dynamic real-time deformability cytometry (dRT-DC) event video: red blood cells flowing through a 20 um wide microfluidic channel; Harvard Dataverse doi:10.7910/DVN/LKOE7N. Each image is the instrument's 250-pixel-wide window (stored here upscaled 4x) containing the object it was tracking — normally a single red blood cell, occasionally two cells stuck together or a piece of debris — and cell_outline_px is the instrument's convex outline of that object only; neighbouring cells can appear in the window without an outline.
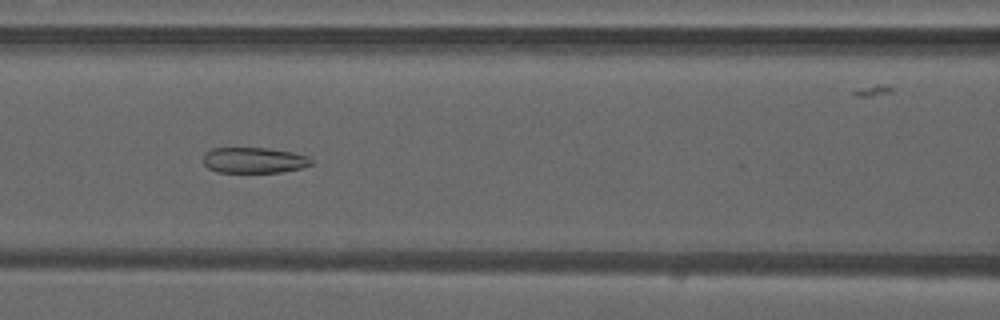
{"species": "common noctule bat (a hibernating species)", "species_latin": "Nyctalus noctula", "temperature_condition": "warm", "stored_images_in_passage": 34, "camera_frame_rate_fps": 3000, "um_per_image_px": 0.085, "animal": {"sex": "male", "forearm_length_mm": 52.5}, "frame": {"image": 1, "passage_image": 6, "time_ms": 1.667, "image_size_px": [1000, 320], "cell_outline_px": [[316, 160], [312, 164], [300, 168], [280, 172], [216, 172], [208, 168], [204, 164], [204, 152], [212, 148], [268, 148], [292, 152], [308, 156]], "centroid_in_image_um": [21.6, 13.61], "position_along_channel_um": 145.0, "area_um2": 16.3}}
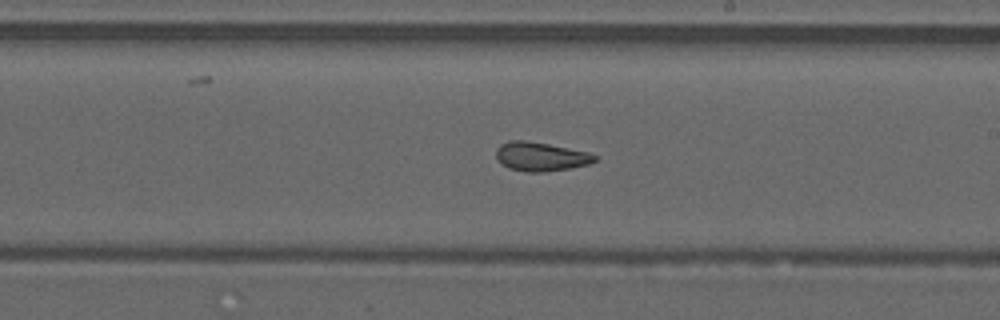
{"frame": {"image": 2, "passage_image": 13, "time_ms": 4.0, "image_size_px": [1000, 320], "cell_outline_px": [[596, 160], [588, 164], [572, 168], [544, 172], [524, 172], [508, 168], [500, 164], [496, 156], [496, 148], [500, 144], [508, 140], [524, 140], [548, 144], [588, 152], [596, 156]], "centroid_in_image_um": [45.91, 13.31], "position_along_channel_um": 243.1, "area_um2": 16.76}}
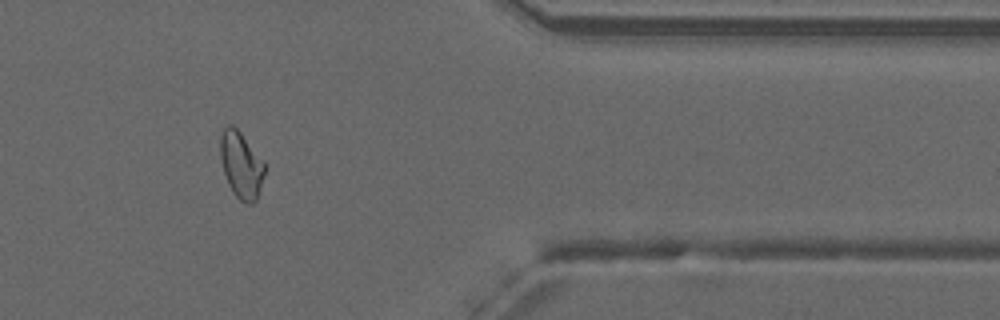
{"frame": {"image": 3, "passage_image": 25, "time_ms": 8.0, "image_size_px": [1000, 320], "cell_outline_px": [[264, 172], [256, 200], [252, 204], [244, 204], [232, 192], [228, 184], [224, 172], [220, 156], [220, 136], [224, 128], [228, 124], [232, 124], [240, 132], [264, 164]], "centroid_in_image_um": [20.46, 14.04], "position_along_channel_um": 390.9, "area_um2": 16.76}}